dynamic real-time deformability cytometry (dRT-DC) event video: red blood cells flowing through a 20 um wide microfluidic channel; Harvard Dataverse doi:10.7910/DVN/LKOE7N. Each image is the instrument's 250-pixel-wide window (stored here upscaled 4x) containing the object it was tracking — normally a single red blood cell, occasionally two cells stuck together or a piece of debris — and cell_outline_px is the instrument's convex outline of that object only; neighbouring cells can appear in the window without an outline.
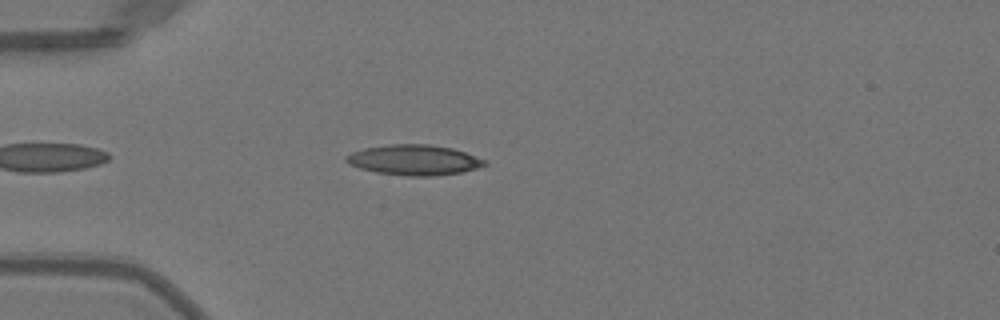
{"species": "Egyptian fruit bat (a non-hibernating species)", "species_latin": "Rousettus aegyptiacus", "temperature_condition": "warm", "stored_images_in_passage": 35, "camera_frame_rate_fps": 3000, "um_per_image_px": 0.085, "animal": {"sex": "female"}, "frame": {"image": 1, "passage_image": 1, "time_ms": 0.0, "image_size_px": [1000, 320], "cell_outline_px": [[488, 164], [476, 168], [460, 172], [432, 176], [408, 176], [376, 172], [360, 168], [348, 164], [344, 160], [344, 156], [352, 152], [364, 148], [388, 144], [428, 144], [452, 148], [488, 160]], "centroid_in_image_um": [35.18, 13.59], "position_along_channel_um": 49.8, "area_um2": 24.51}}
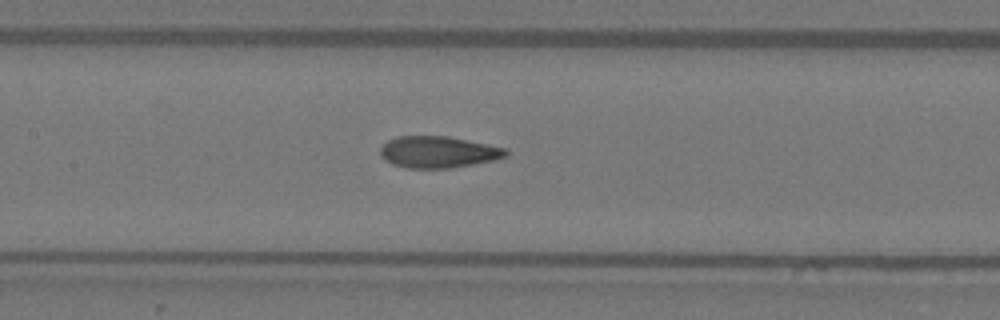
{"frame": {"image": 2, "passage_image": 11, "time_ms": 3.333, "image_size_px": [1000, 320], "cell_outline_px": [[508, 156], [492, 160], [472, 164], [448, 168], [404, 168], [392, 164], [384, 160], [380, 156], [380, 148], [388, 140], [396, 136], [448, 136], [508, 148]], "centroid_in_image_um": [37.23, 12.92], "position_along_channel_um": 170.2, "area_um2": 23.24}}
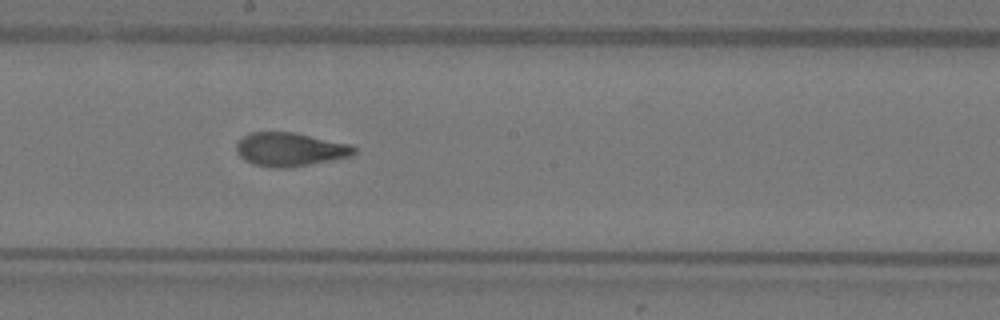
{"frame": {"image": 3, "passage_image": 15, "time_ms": 4.667, "image_size_px": [1000, 320], "cell_outline_px": [[356, 152], [352, 156], [292, 168], [272, 168], [252, 164], [244, 160], [236, 152], [236, 144], [244, 136], [252, 132], [296, 132], [352, 144], [356, 148]], "centroid_in_image_um": [24.68, 12.71], "position_along_channel_um": 223.5, "area_um2": 23.47}, "authors_computed_cell_mechanics": {"area_um2": 23.3512, "velocity_mm_per_s": 4.028, "shape_relaxation_time_tau1_ms": 5.1807, "shape_relaxation_time_tau2_ms": 1.2953, "deformation_change_tau1": 0.2179, "deformation_change_tau2": 0.0748}}